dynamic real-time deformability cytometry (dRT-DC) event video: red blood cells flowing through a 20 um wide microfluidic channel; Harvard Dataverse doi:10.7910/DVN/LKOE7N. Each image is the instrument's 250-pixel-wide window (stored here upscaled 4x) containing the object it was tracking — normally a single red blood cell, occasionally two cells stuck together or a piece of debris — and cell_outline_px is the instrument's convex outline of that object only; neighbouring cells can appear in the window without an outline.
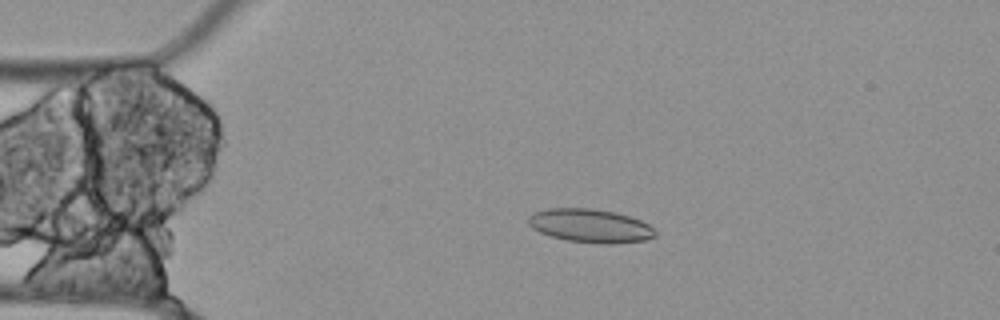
{"species": "Egyptian fruit bat (a non-hibernating species)", "species_latin": "Rousettus aegyptiacus", "temperature_condition": "cold", "stored_images_in_passage": 56, "camera_frame_rate_fps": 3000, "um_per_image_px": 0.085, "animal": {"sex": "female"}, "frame": {"image": 1, "passage_image": 12, "time_ms": 3.667, "image_size_px": [1000, 320], "cell_outline_px": [[656, 236], [644, 240], [612, 244], [604, 244], [568, 240], [552, 236], [540, 232], [532, 228], [528, 224], [528, 216], [532, 212], [548, 208], [592, 208], [616, 212], [640, 220], [648, 224], [656, 232]], "centroid_in_image_um": [50.15, 19.18], "position_along_channel_um": 34.8, "area_um2": 24.8}}
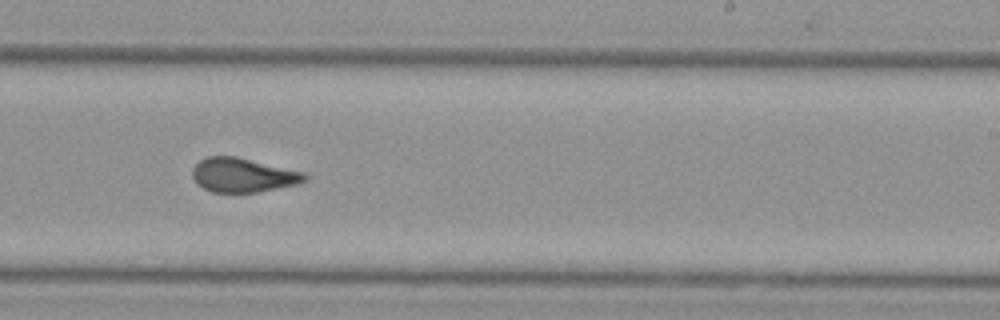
{"frame": {"image": 2, "passage_image": 34, "time_ms": 11.0, "image_size_px": [1000, 320], "cell_outline_px": [[308, 180], [300, 184], [260, 192], [212, 192], [204, 188], [192, 176], [192, 168], [200, 160], [208, 156], [236, 156], [304, 172], [308, 176]], "centroid_in_image_um": [20.7, 14.88], "position_along_channel_um": 268.3, "area_um2": 22.43}}
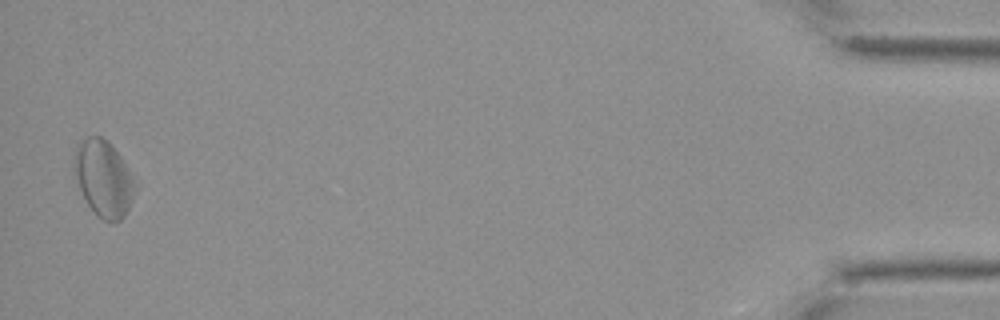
{"frame": {"image": 3, "passage_image": 55, "time_ms": 18.0, "image_size_px": [1000, 320], "cell_outline_px": [[140, 184], [124, 216], [120, 220], [104, 220], [96, 216], [88, 204], [80, 188], [72, 168], [72, 160], [76, 144], [88, 136], [100, 136], [108, 140], [124, 160]], "centroid_in_image_um": [8.83, 15.12], "position_along_channel_um": 426.4, "area_um2": 27.69}, "authors_computed_cell_mechanics": {"area_um2": 23.698, "velocity_mm_per_s": 3.5047, "shape_relaxation_time_tau1_ms": 0.0242, "shape_relaxation_time_tau2_ms": 4.2351, "deformation_change_tau1": 0.0279, "deformation_change_tau2": 0.1068}}